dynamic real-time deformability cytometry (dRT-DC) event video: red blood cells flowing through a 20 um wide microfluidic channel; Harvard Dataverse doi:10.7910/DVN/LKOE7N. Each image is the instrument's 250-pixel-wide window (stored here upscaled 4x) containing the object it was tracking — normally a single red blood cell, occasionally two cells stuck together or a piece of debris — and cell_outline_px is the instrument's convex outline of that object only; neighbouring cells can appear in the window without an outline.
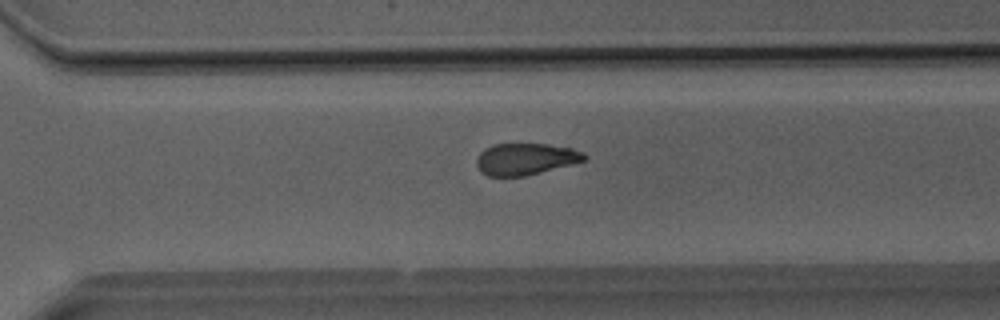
{"species": "Egyptian fruit bat (a non-hibernating species)", "species_latin": "Rousettus aegyptiacus", "temperature_condition": "room temperature", "stored_images_in_passage": 39, "camera_frame_rate_fps": 3000, "um_per_image_px": 0.085, "animal": {"sex": "male"}, "frame": {"image": 1, "passage_image": 28, "time_ms": 9.0, "image_size_px": [1000, 320], "cell_outline_px": [[588, 156], [584, 160], [572, 164], [524, 176], [488, 176], [476, 164], [476, 160], [480, 152], [484, 148], [492, 144], [548, 144], [572, 148], [584, 152]], "centroid_in_image_um": [44.68, 13.5], "position_along_channel_um": 325.9, "area_um2": 19.77}}
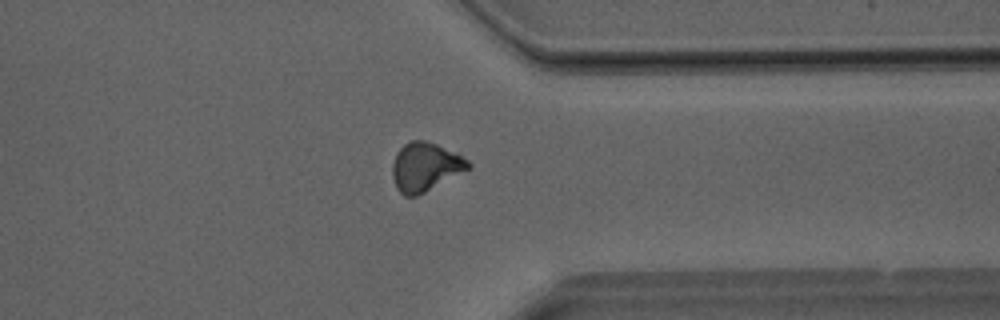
{"frame": {"image": 2, "passage_image": 31, "time_ms": 10.0, "image_size_px": [1000, 320], "cell_outline_px": [[472, 168], [416, 196], [404, 196], [396, 188], [392, 176], [392, 164], [396, 152], [404, 144], [412, 140], [424, 140], [436, 144], [456, 152], [468, 160], [472, 164]], "centroid_in_image_um": [36.15, 14.18], "position_along_channel_um": 375.2, "area_um2": 21.62}}
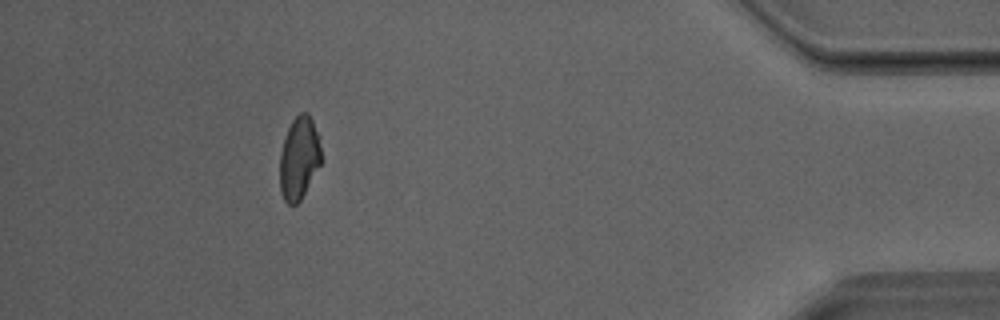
{"frame": {"image": 3, "passage_image": 36, "time_ms": 11.667, "image_size_px": [1000, 320], "cell_outline_px": [[320, 164], [300, 200], [296, 204], [288, 204], [284, 200], [280, 192], [280, 152], [284, 136], [292, 120], [300, 112], [308, 112], [320, 136]], "centroid_in_image_um": [25.41, 13.4], "position_along_channel_um": 409.8, "area_um2": 19.94}}